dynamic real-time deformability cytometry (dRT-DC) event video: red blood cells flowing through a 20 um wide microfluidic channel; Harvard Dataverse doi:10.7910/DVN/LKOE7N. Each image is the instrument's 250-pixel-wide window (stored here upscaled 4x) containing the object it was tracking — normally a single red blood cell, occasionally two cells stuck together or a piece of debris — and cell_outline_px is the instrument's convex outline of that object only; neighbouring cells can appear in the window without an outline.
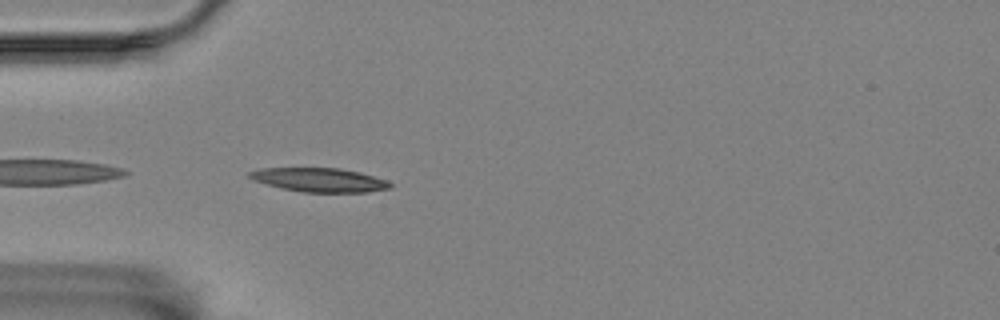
{"species": "Egyptian fruit bat (a non-hibernating species)", "species_latin": "Rousettus aegyptiacus", "temperature_condition": "room temperature", "stored_images_in_passage": 26, "camera_frame_rate_fps": 3000, "um_per_image_px": 0.085, "animal": {"sex": "female"}, "frame": {"image": 1, "passage_image": 1, "time_ms": 0.0, "image_size_px": [1000, 320], "cell_outline_px": [[392, 188], [368, 192], [304, 192], [280, 188], [252, 180], [248, 176], [248, 172], [260, 168], [340, 168], [360, 172], [388, 180], [392, 184]], "centroid_in_image_um": [27.16, 15.29], "position_along_channel_um": 57.8, "area_um2": 19.77}}
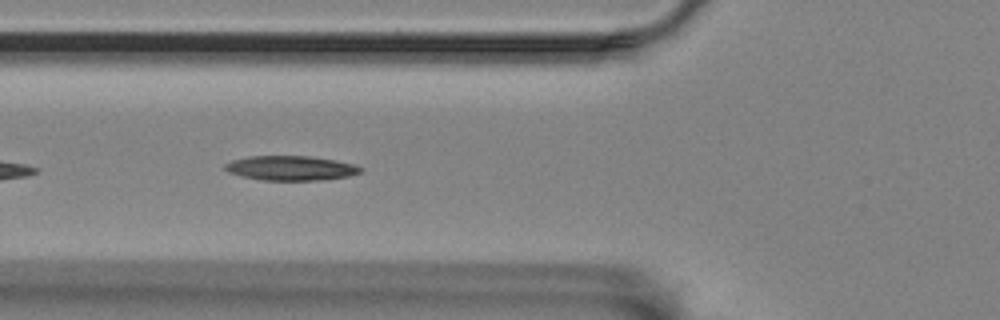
{"frame": {"image": 2, "passage_image": 5, "time_ms": 1.333, "image_size_px": [1000, 320], "cell_outline_px": [[364, 172], [348, 176], [320, 180], [264, 180], [240, 176], [228, 172], [224, 168], [224, 164], [232, 160], [248, 156], [308, 156], [336, 160], [352, 164], [364, 168]], "centroid_in_image_um": [24.72, 14.29], "position_along_channel_um": 101.1, "area_um2": 19.48}}